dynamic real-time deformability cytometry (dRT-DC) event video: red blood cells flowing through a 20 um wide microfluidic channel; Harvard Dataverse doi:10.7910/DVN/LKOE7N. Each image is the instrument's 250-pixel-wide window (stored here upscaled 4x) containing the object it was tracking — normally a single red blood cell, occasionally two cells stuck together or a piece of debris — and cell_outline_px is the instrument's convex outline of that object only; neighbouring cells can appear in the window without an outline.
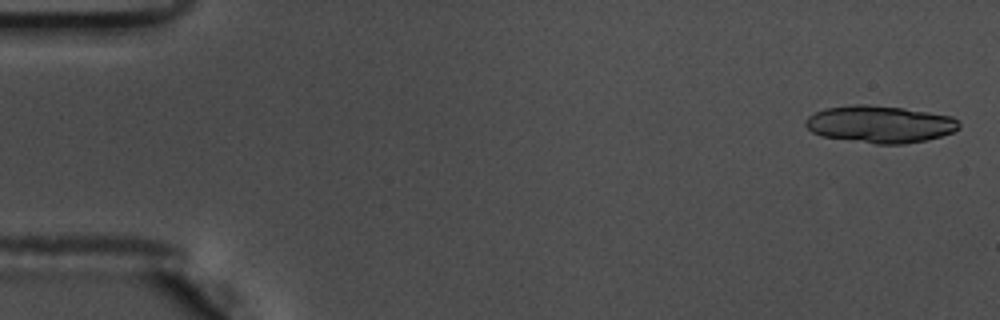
{"species": "common noctule bat (a hibernating species)", "species_latin": "Nyctalus noctula", "temperature_condition": "warm", "stored_images_in_passage": 17, "camera_frame_rate_fps": 3000, "um_per_image_px": 0.085, "animal": {"sex": "male", "body_mass_g": 17.5, "forearm_length_mm": 52.3}, "frame": {"image": 1, "passage_image": 2, "time_ms": 0.333, "image_size_px": [1000, 320], "cell_outline_px": [[960, 128], [952, 132], [928, 140], [904, 144], [876, 144], [820, 136], [812, 132], [804, 124], [804, 120], [808, 116], [824, 108], [852, 104], [868, 104], [904, 108], [952, 116], [960, 124]], "centroid_in_image_um": [74.77, 10.55], "position_along_channel_um": 10.2, "area_um2": 33.47}}